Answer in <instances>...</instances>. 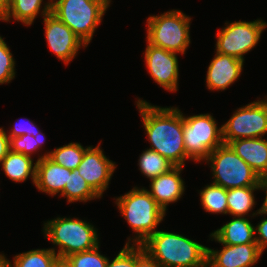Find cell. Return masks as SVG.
<instances>
[{"instance_id": "1", "label": "cell", "mask_w": 267, "mask_h": 267, "mask_svg": "<svg viewBox=\"0 0 267 267\" xmlns=\"http://www.w3.org/2000/svg\"><path fill=\"white\" fill-rule=\"evenodd\" d=\"M145 131L150 140L149 149L158 152L174 166L184 167L187 156L183 134V113L178 108L152 106L145 100H138Z\"/></svg>"}, {"instance_id": "2", "label": "cell", "mask_w": 267, "mask_h": 267, "mask_svg": "<svg viewBox=\"0 0 267 267\" xmlns=\"http://www.w3.org/2000/svg\"><path fill=\"white\" fill-rule=\"evenodd\" d=\"M160 267H206L207 248L177 233L157 230L143 244Z\"/></svg>"}, {"instance_id": "3", "label": "cell", "mask_w": 267, "mask_h": 267, "mask_svg": "<svg viewBox=\"0 0 267 267\" xmlns=\"http://www.w3.org/2000/svg\"><path fill=\"white\" fill-rule=\"evenodd\" d=\"M115 202L121 214L137 234L133 239L135 245L143 244L153 235L166 214L145 188L134 187L128 193L118 197Z\"/></svg>"}, {"instance_id": "4", "label": "cell", "mask_w": 267, "mask_h": 267, "mask_svg": "<svg viewBox=\"0 0 267 267\" xmlns=\"http://www.w3.org/2000/svg\"><path fill=\"white\" fill-rule=\"evenodd\" d=\"M110 0H51V13L88 45Z\"/></svg>"}, {"instance_id": "5", "label": "cell", "mask_w": 267, "mask_h": 267, "mask_svg": "<svg viewBox=\"0 0 267 267\" xmlns=\"http://www.w3.org/2000/svg\"><path fill=\"white\" fill-rule=\"evenodd\" d=\"M44 234L59 246L58 255L64 260L71 254L87 251L99 245L97 231L93 225L78 218L58 217L44 224Z\"/></svg>"}, {"instance_id": "6", "label": "cell", "mask_w": 267, "mask_h": 267, "mask_svg": "<svg viewBox=\"0 0 267 267\" xmlns=\"http://www.w3.org/2000/svg\"><path fill=\"white\" fill-rule=\"evenodd\" d=\"M191 18L180 10H172L147 19V40L167 51L185 54L190 44Z\"/></svg>"}, {"instance_id": "7", "label": "cell", "mask_w": 267, "mask_h": 267, "mask_svg": "<svg viewBox=\"0 0 267 267\" xmlns=\"http://www.w3.org/2000/svg\"><path fill=\"white\" fill-rule=\"evenodd\" d=\"M211 162L213 184L224 189L259 186V175L228 144L214 149L205 159Z\"/></svg>"}, {"instance_id": "8", "label": "cell", "mask_w": 267, "mask_h": 267, "mask_svg": "<svg viewBox=\"0 0 267 267\" xmlns=\"http://www.w3.org/2000/svg\"><path fill=\"white\" fill-rule=\"evenodd\" d=\"M184 144L190 160H205L218 146L223 144L222 127H217L210 114L183 116Z\"/></svg>"}, {"instance_id": "9", "label": "cell", "mask_w": 267, "mask_h": 267, "mask_svg": "<svg viewBox=\"0 0 267 267\" xmlns=\"http://www.w3.org/2000/svg\"><path fill=\"white\" fill-rule=\"evenodd\" d=\"M222 127L224 144L245 138H262L267 133V99L238 108Z\"/></svg>"}, {"instance_id": "10", "label": "cell", "mask_w": 267, "mask_h": 267, "mask_svg": "<svg viewBox=\"0 0 267 267\" xmlns=\"http://www.w3.org/2000/svg\"><path fill=\"white\" fill-rule=\"evenodd\" d=\"M226 24V27L216 34V52L244 61L243 55L256 46L267 23L257 19L253 22L238 21Z\"/></svg>"}, {"instance_id": "11", "label": "cell", "mask_w": 267, "mask_h": 267, "mask_svg": "<svg viewBox=\"0 0 267 267\" xmlns=\"http://www.w3.org/2000/svg\"><path fill=\"white\" fill-rule=\"evenodd\" d=\"M41 13L44 17L48 47L58 59L68 64L77 55L79 48L81 46L87 47V45L66 24L51 13V0L45 4Z\"/></svg>"}, {"instance_id": "12", "label": "cell", "mask_w": 267, "mask_h": 267, "mask_svg": "<svg viewBox=\"0 0 267 267\" xmlns=\"http://www.w3.org/2000/svg\"><path fill=\"white\" fill-rule=\"evenodd\" d=\"M145 61L153 80L168 91H177L178 88V59L177 53L154 46L147 41Z\"/></svg>"}, {"instance_id": "13", "label": "cell", "mask_w": 267, "mask_h": 267, "mask_svg": "<svg viewBox=\"0 0 267 267\" xmlns=\"http://www.w3.org/2000/svg\"><path fill=\"white\" fill-rule=\"evenodd\" d=\"M115 168V162L113 163L107 159L99 144L95 148L90 146L85 151L82 161L78 166L79 174L100 197L108 188Z\"/></svg>"}, {"instance_id": "14", "label": "cell", "mask_w": 267, "mask_h": 267, "mask_svg": "<svg viewBox=\"0 0 267 267\" xmlns=\"http://www.w3.org/2000/svg\"><path fill=\"white\" fill-rule=\"evenodd\" d=\"M222 245L219 251L207 248L209 267H252L263 254L257 243Z\"/></svg>"}, {"instance_id": "15", "label": "cell", "mask_w": 267, "mask_h": 267, "mask_svg": "<svg viewBox=\"0 0 267 267\" xmlns=\"http://www.w3.org/2000/svg\"><path fill=\"white\" fill-rule=\"evenodd\" d=\"M244 61L229 55L216 52L211 61L206 83L209 90H226L236 79L239 78Z\"/></svg>"}, {"instance_id": "16", "label": "cell", "mask_w": 267, "mask_h": 267, "mask_svg": "<svg viewBox=\"0 0 267 267\" xmlns=\"http://www.w3.org/2000/svg\"><path fill=\"white\" fill-rule=\"evenodd\" d=\"M71 171L55 163L47 154L39 156L36 161L35 186L38 190L52 196L62 193Z\"/></svg>"}, {"instance_id": "17", "label": "cell", "mask_w": 267, "mask_h": 267, "mask_svg": "<svg viewBox=\"0 0 267 267\" xmlns=\"http://www.w3.org/2000/svg\"><path fill=\"white\" fill-rule=\"evenodd\" d=\"M181 170V166H174L167 173L151 179V190L148 192L165 212L167 205L179 200L184 193V181L180 177Z\"/></svg>"}, {"instance_id": "18", "label": "cell", "mask_w": 267, "mask_h": 267, "mask_svg": "<svg viewBox=\"0 0 267 267\" xmlns=\"http://www.w3.org/2000/svg\"><path fill=\"white\" fill-rule=\"evenodd\" d=\"M228 145L260 178L267 176V140L245 138L233 140Z\"/></svg>"}, {"instance_id": "19", "label": "cell", "mask_w": 267, "mask_h": 267, "mask_svg": "<svg viewBox=\"0 0 267 267\" xmlns=\"http://www.w3.org/2000/svg\"><path fill=\"white\" fill-rule=\"evenodd\" d=\"M254 234L255 228L247 218L234 216L230 222L211 233L210 237L222 244L238 245L256 243Z\"/></svg>"}, {"instance_id": "20", "label": "cell", "mask_w": 267, "mask_h": 267, "mask_svg": "<svg viewBox=\"0 0 267 267\" xmlns=\"http://www.w3.org/2000/svg\"><path fill=\"white\" fill-rule=\"evenodd\" d=\"M0 163L5 175L12 181L24 182L30 176L35 184L36 162L33 164L31 156L9 151Z\"/></svg>"}, {"instance_id": "21", "label": "cell", "mask_w": 267, "mask_h": 267, "mask_svg": "<svg viewBox=\"0 0 267 267\" xmlns=\"http://www.w3.org/2000/svg\"><path fill=\"white\" fill-rule=\"evenodd\" d=\"M260 189L259 186L237 187L227 189V214L245 217L255 205L253 191Z\"/></svg>"}, {"instance_id": "22", "label": "cell", "mask_w": 267, "mask_h": 267, "mask_svg": "<svg viewBox=\"0 0 267 267\" xmlns=\"http://www.w3.org/2000/svg\"><path fill=\"white\" fill-rule=\"evenodd\" d=\"M60 195L67 197L68 203L75 201L87 202L88 200L100 198L87 181L79 174L78 168L71 171L68 183H66Z\"/></svg>"}, {"instance_id": "23", "label": "cell", "mask_w": 267, "mask_h": 267, "mask_svg": "<svg viewBox=\"0 0 267 267\" xmlns=\"http://www.w3.org/2000/svg\"><path fill=\"white\" fill-rule=\"evenodd\" d=\"M59 261L55 248L36 249L16 255L11 267H56Z\"/></svg>"}, {"instance_id": "24", "label": "cell", "mask_w": 267, "mask_h": 267, "mask_svg": "<svg viewBox=\"0 0 267 267\" xmlns=\"http://www.w3.org/2000/svg\"><path fill=\"white\" fill-rule=\"evenodd\" d=\"M43 0H11L9 8L0 18L2 21H10L14 18L25 25H31L41 9Z\"/></svg>"}, {"instance_id": "25", "label": "cell", "mask_w": 267, "mask_h": 267, "mask_svg": "<svg viewBox=\"0 0 267 267\" xmlns=\"http://www.w3.org/2000/svg\"><path fill=\"white\" fill-rule=\"evenodd\" d=\"M90 146L84 148L80 143H69L62 147L56 148L53 151L47 152V156L55 163L70 169L78 168L82 161L85 151Z\"/></svg>"}, {"instance_id": "26", "label": "cell", "mask_w": 267, "mask_h": 267, "mask_svg": "<svg viewBox=\"0 0 267 267\" xmlns=\"http://www.w3.org/2000/svg\"><path fill=\"white\" fill-rule=\"evenodd\" d=\"M139 170L150 180L167 173L174 165L158 152L147 149L139 158Z\"/></svg>"}, {"instance_id": "27", "label": "cell", "mask_w": 267, "mask_h": 267, "mask_svg": "<svg viewBox=\"0 0 267 267\" xmlns=\"http://www.w3.org/2000/svg\"><path fill=\"white\" fill-rule=\"evenodd\" d=\"M200 196L206 212L227 214V189L212 183L200 191Z\"/></svg>"}, {"instance_id": "28", "label": "cell", "mask_w": 267, "mask_h": 267, "mask_svg": "<svg viewBox=\"0 0 267 267\" xmlns=\"http://www.w3.org/2000/svg\"><path fill=\"white\" fill-rule=\"evenodd\" d=\"M99 245L93 249L69 255L63 261L70 267H106L108 258L101 255Z\"/></svg>"}, {"instance_id": "29", "label": "cell", "mask_w": 267, "mask_h": 267, "mask_svg": "<svg viewBox=\"0 0 267 267\" xmlns=\"http://www.w3.org/2000/svg\"><path fill=\"white\" fill-rule=\"evenodd\" d=\"M44 134L41 131L36 135L24 134L20 137H13L9 139L10 151L31 156L32 152L37 151L44 142Z\"/></svg>"}, {"instance_id": "30", "label": "cell", "mask_w": 267, "mask_h": 267, "mask_svg": "<svg viewBox=\"0 0 267 267\" xmlns=\"http://www.w3.org/2000/svg\"><path fill=\"white\" fill-rule=\"evenodd\" d=\"M15 78V61L9 47L0 36V84L9 83Z\"/></svg>"}, {"instance_id": "31", "label": "cell", "mask_w": 267, "mask_h": 267, "mask_svg": "<svg viewBox=\"0 0 267 267\" xmlns=\"http://www.w3.org/2000/svg\"><path fill=\"white\" fill-rule=\"evenodd\" d=\"M130 242H127L124 248L118 253V255L109 262L107 261L106 267H135V244L130 246Z\"/></svg>"}, {"instance_id": "32", "label": "cell", "mask_w": 267, "mask_h": 267, "mask_svg": "<svg viewBox=\"0 0 267 267\" xmlns=\"http://www.w3.org/2000/svg\"><path fill=\"white\" fill-rule=\"evenodd\" d=\"M135 267H160V265L144 250L142 245L136 244Z\"/></svg>"}, {"instance_id": "33", "label": "cell", "mask_w": 267, "mask_h": 267, "mask_svg": "<svg viewBox=\"0 0 267 267\" xmlns=\"http://www.w3.org/2000/svg\"><path fill=\"white\" fill-rule=\"evenodd\" d=\"M29 122L30 123H27L29 125H24L25 123L21 124L19 122L18 124L16 123L14 128L10 130L9 132L10 135H7L9 139L13 137H20L23 136L24 134L36 136L39 133L36 125L32 121Z\"/></svg>"}, {"instance_id": "34", "label": "cell", "mask_w": 267, "mask_h": 267, "mask_svg": "<svg viewBox=\"0 0 267 267\" xmlns=\"http://www.w3.org/2000/svg\"><path fill=\"white\" fill-rule=\"evenodd\" d=\"M255 232H258V237L255 236L256 243L263 253L264 249L267 247V219H262L256 226Z\"/></svg>"}, {"instance_id": "35", "label": "cell", "mask_w": 267, "mask_h": 267, "mask_svg": "<svg viewBox=\"0 0 267 267\" xmlns=\"http://www.w3.org/2000/svg\"><path fill=\"white\" fill-rule=\"evenodd\" d=\"M10 151L9 137L3 128H0V162Z\"/></svg>"}, {"instance_id": "36", "label": "cell", "mask_w": 267, "mask_h": 267, "mask_svg": "<svg viewBox=\"0 0 267 267\" xmlns=\"http://www.w3.org/2000/svg\"><path fill=\"white\" fill-rule=\"evenodd\" d=\"M259 187L261 190L266 191V197L261 208L257 211V213H253V216L257 214H267V176L261 178Z\"/></svg>"}, {"instance_id": "37", "label": "cell", "mask_w": 267, "mask_h": 267, "mask_svg": "<svg viewBox=\"0 0 267 267\" xmlns=\"http://www.w3.org/2000/svg\"><path fill=\"white\" fill-rule=\"evenodd\" d=\"M11 0H0V18L4 15V13L9 8Z\"/></svg>"}, {"instance_id": "38", "label": "cell", "mask_w": 267, "mask_h": 267, "mask_svg": "<svg viewBox=\"0 0 267 267\" xmlns=\"http://www.w3.org/2000/svg\"><path fill=\"white\" fill-rule=\"evenodd\" d=\"M0 267H11V263L4 254H0Z\"/></svg>"}, {"instance_id": "39", "label": "cell", "mask_w": 267, "mask_h": 267, "mask_svg": "<svg viewBox=\"0 0 267 267\" xmlns=\"http://www.w3.org/2000/svg\"><path fill=\"white\" fill-rule=\"evenodd\" d=\"M56 267H70L69 265H67L63 260H60Z\"/></svg>"}]
</instances>
